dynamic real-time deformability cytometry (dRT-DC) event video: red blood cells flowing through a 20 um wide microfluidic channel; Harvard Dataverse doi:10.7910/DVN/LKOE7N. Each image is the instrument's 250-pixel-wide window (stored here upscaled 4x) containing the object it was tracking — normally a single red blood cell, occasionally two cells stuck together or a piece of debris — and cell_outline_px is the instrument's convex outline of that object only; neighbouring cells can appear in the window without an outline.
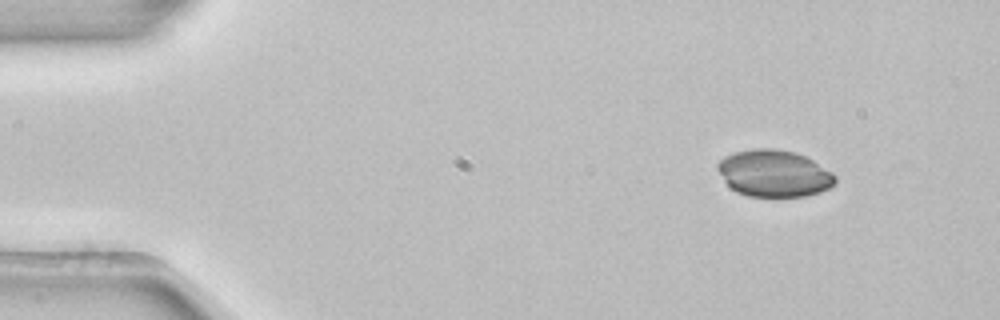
{"species": "common noctule bat (a hibernating species)", "species_latin": "Nyctalus noctula", "temperature_condition": "room temperature", "stored_images_in_passage": 3, "camera_frame_rate_fps": 3000, "um_per_image_px": 0.085, "animal": {"sex": "female", "body_mass_g": 22.7, "forearm_length_mm": 54.2}, "frame": {"image": 1, "passage_image": 1, "time_ms": 0.0, "image_size_px": [1000, 320], "cell_outline_px": [[836, 180], [828, 188], [820, 192], [804, 196], [748, 196], [736, 192], [724, 180], [716, 168], [716, 164], [724, 156], [736, 152], [752, 148], [772, 148], [792, 152], [804, 156], [812, 160], [832, 172], [836, 176]], "centroid_in_image_um": [65.76, 14.73], "position_along_channel_um": 19.2, "area_um2": 31.85}}